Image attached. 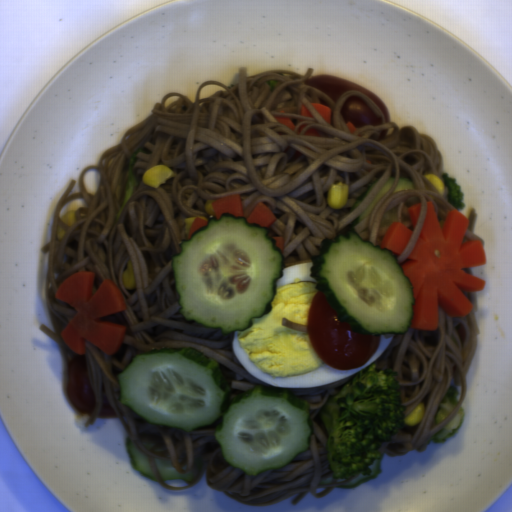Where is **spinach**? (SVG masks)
Wrapping results in <instances>:
<instances>
[{"mask_svg": "<svg viewBox=\"0 0 512 512\" xmlns=\"http://www.w3.org/2000/svg\"><path fill=\"white\" fill-rule=\"evenodd\" d=\"M142 150L143 149L141 148L138 151H136L135 153H133V155L131 156V158L129 160L128 166L126 168L125 175H124L125 180H126V185L122 191L121 199L119 201L118 212L115 214L117 219L121 215V213L124 210L127 203L130 201L131 197L133 196V194L138 186V180L134 174V161H135L137 155L139 154V152H142Z\"/></svg>", "mask_w": 512, "mask_h": 512, "instance_id": "spinach-1", "label": "spinach"}]
</instances>
